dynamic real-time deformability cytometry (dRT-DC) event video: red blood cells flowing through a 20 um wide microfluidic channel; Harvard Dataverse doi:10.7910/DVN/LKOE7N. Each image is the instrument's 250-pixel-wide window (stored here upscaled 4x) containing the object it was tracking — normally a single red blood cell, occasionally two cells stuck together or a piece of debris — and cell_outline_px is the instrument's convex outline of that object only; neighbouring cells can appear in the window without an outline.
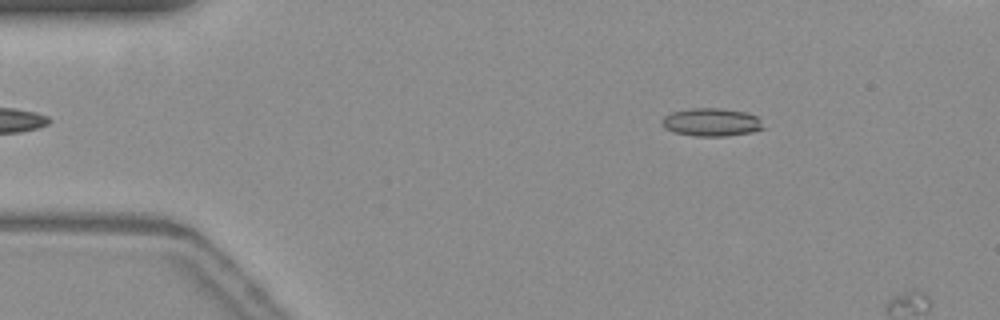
{"species": "common noctule bat (a hibernating species)", "species_latin": "Nyctalus noctula", "temperature_condition": "warm", "stored_images_in_passage": 8, "camera_frame_rate_fps": 3000, "um_per_image_px": 0.085, "animal": {"sex": "female", "body_mass_g": 19.3, "forearm_length_mm": 54.1}, "frame": {"image": 1, "passage_image": 6, "time_ms": 1.667, "image_size_px": [1000, 320], "cell_outline_px": [[764, 128], [752, 132], [724, 136], [696, 136], [676, 132], [664, 128], [664, 116], [672, 112], [688, 108], [720, 108], [744, 112], [756, 116]], "centroid_in_image_um": [60.47, 10.38], "position_along_channel_um": 24.5, "area_um2": 16.24}}